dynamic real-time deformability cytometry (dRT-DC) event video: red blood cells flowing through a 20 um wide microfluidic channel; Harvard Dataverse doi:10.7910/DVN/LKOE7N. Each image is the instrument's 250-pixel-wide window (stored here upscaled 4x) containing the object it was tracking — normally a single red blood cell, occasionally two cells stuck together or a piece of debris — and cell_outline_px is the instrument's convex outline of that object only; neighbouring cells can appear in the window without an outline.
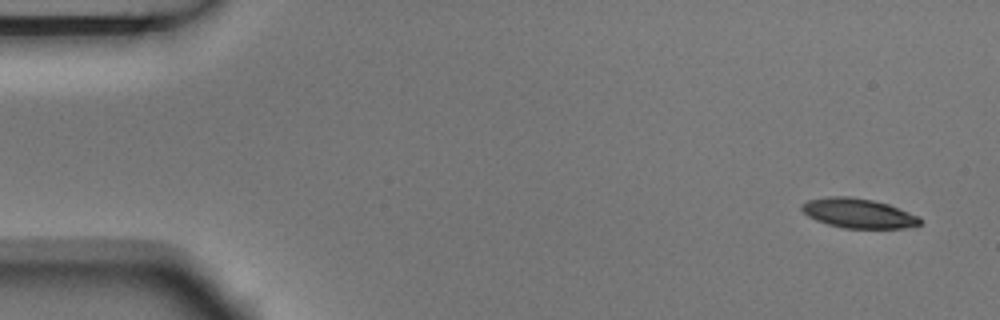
{"species": "Egyptian fruit bat (a non-hibernating species)", "species_latin": "Rousettus aegyptiacus", "temperature_condition": "room temperature", "stored_images_in_passage": 6, "camera_frame_rate_fps": 3000, "um_per_image_px": 0.085, "animal": {"sex": "male"}, "frame": {"image": 1, "passage_image": 1, "time_ms": 0.0, "image_size_px": [1000, 320], "cell_outline_px": [[924, 220], [920, 224], [904, 228], [844, 228], [828, 224], [816, 220], [808, 216], [800, 208], [800, 204], [808, 200], [828, 196], [848, 196], [872, 200], [888, 204], [920, 216]], "centroid_in_image_um": [72.97, 18.12], "position_along_channel_um": 12.0, "area_um2": 20.46}}
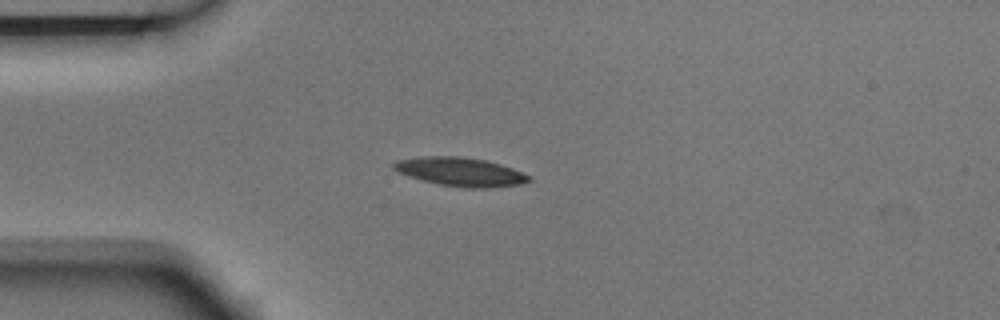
{"frame": {"image": 2, "passage_image": 4, "time_ms": 1.0, "image_size_px": [1000, 320], "cell_outline_px": [[532, 180], [524, 184], [492, 188], [464, 188], [440, 184], [408, 176], [392, 168], [392, 164], [396, 160], [424, 156], [460, 156], [484, 160], [500, 164], [512, 168], [528, 176]], "centroid_in_image_um": [39.15, 14.61], "position_along_channel_um": 45.9, "area_um2": 22.54}}
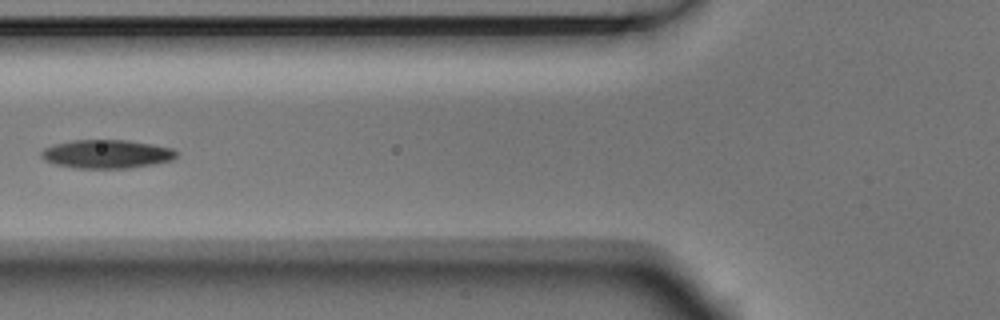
{"frame": {"image": 3, "passage_image": 6, "time_ms": 1.667, "image_size_px": [1000, 320], "cell_outline_px": [[176, 156], [172, 160], [152, 164], [128, 168], [76, 168], [56, 164], [44, 160], [40, 156], [40, 152], [44, 148], [52, 144], [72, 140], [128, 140], [152, 144], [172, 148], [176, 152]], "centroid_in_image_um": [9.02, 13.08], "position_along_channel_um": 116.8, "area_um2": 22.48}}